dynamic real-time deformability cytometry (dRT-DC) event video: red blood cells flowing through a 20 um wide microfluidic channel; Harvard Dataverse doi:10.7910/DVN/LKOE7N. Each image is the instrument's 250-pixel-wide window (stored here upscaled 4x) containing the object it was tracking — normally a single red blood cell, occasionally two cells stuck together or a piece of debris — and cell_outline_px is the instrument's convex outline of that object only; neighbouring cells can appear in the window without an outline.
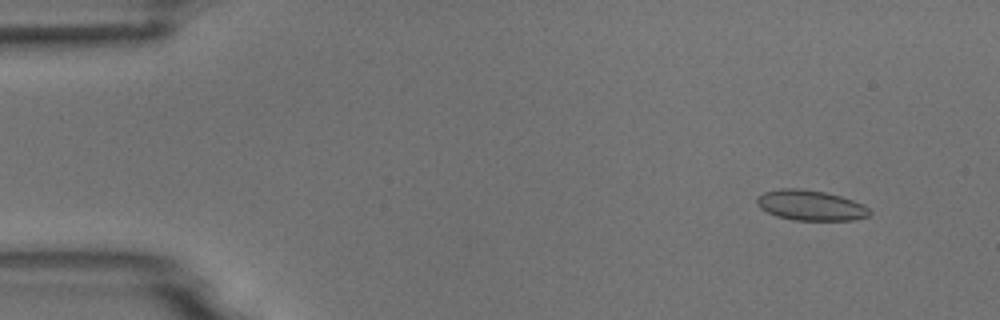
{"species": "common noctule bat (a hibernating species)", "species_latin": "Nyctalus noctula", "temperature_condition": "room temperature", "stored_images_in_passage": 5, "camera_frame_rate_fps": 3000, "um_per_image_px": 0.085, "animal": {"sex": "male", "body_mass_g": 18.8}, "frame": {"image": 1, "passage_image": 2, "time_ms": 0.333, "image_size_px": [1000, 320], "cell_outline_px": [[872, 212], [868, 216], [852, 220], [792, 220], [776, 216], [760, 208], [756, 204], [756, 196], [764, 192], [780, 188], [800, 188], [824, 192], [840, 196], [864, 204]], "centroid_in_image_um": [68.87, 17.45], "position_along_channel_um": 16.1, "area_um2": 20.0}}
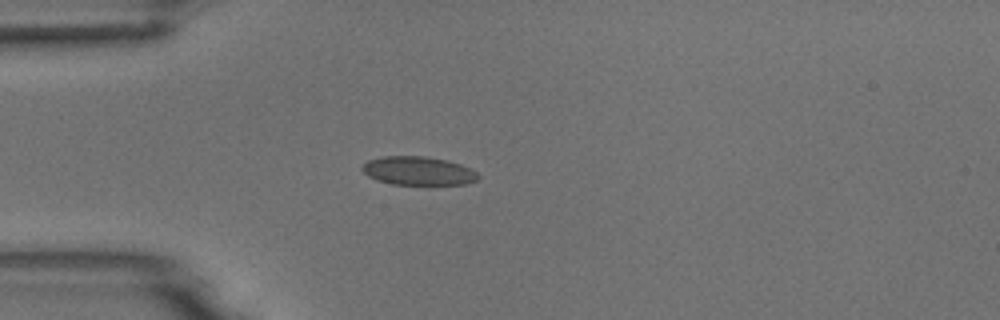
{"frame": {"image": 2, "passage_image": 5, "time_ms": 1.333, "image_size_px": [1000, 320], "cell_outline_px": [[480, 176], [476, 180], [464, 184], [392, 184], [376, 180], [368, 176], [360, 168], [368, 160], [384, 156], [424, 156], [444, 160], [460, 164], [472, 168]], "centroid_in_image_um": [35.53, 14.52], "position_along_channel_um": 49.5, "area_um2": 19.19}}